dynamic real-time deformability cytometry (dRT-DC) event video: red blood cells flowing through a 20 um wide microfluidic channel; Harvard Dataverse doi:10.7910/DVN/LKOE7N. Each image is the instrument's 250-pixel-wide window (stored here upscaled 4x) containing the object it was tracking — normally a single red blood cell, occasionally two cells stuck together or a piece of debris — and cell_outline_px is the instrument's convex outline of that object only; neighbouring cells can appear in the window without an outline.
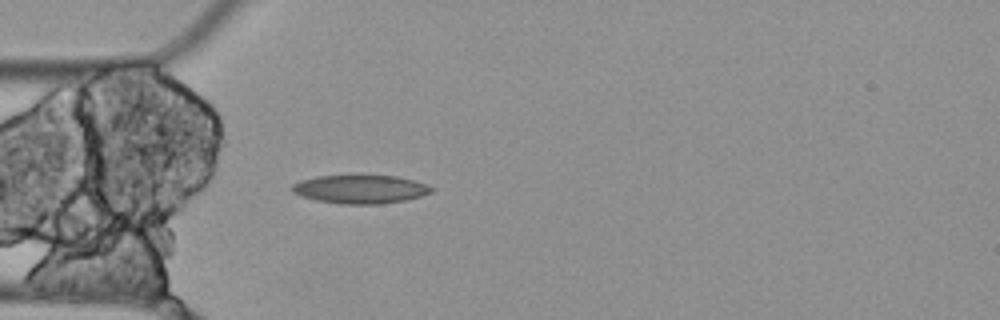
{"species": "Egyptian fruit bat (a non-hibernating species)", "species_latin": "Rousettus aegyptiacus", "temperature_condition": "cold", "stored_images_in_passage": 5, "camera_frame_rate_fps": 3000, "um_per_image_px": 0.085, "animal": {"sex": "female"}, "frame": {"image": 1, "passage_image": 5, "time_ms": 1.333, "image_size_px": [1000, 320], "cell_outline_px": [[436, 188], [432, 192], [420, 196], [404, 200], [380, 204], [340, 204], [316, 200], [300, 196], [292, 192], [292, 184], [300, 180], [316, 176], [396, 176], [428, 184]], "centroid_in_image_um": [30.62, 16.09], "position_along_channel_um": 54.4, "area_um2": 23.12}}